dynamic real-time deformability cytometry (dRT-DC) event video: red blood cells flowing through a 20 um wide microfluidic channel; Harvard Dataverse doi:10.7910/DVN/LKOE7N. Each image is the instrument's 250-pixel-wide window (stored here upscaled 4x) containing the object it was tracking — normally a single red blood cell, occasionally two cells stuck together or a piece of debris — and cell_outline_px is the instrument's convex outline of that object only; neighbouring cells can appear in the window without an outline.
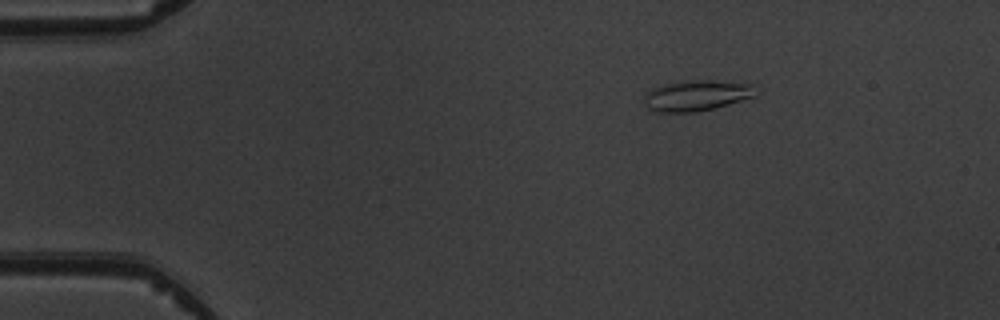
{"species": "common noctule bat (a hibernating species)", "species_latin": "Nyctalus noctula", "temperature_condition": "warm", "stored_images_in_passage": 5, "camera_frame_rate_fps": 3000, "um_per_image_px": 0.085, "animal": {"sex": "male", "body_mass_g": 19.5, "forearm_length_mm": 54.6}, "frame": {"image": 1, "passage_image": 3, "time_ms": 2.333, "image_size_px": [1000, 320], "cell_outline_px": [[756, 96], [728, 104], [696, 112], [660, 112], [648, 108], [644, 104], [644, 96], [652, 88], [664, 84], [692, 80], [712, 80], [752, 84]], "centroid_in_image_um": [59.19, 8.12], "position_along_channel_um": 25.8, "area_um2": 19.71}}